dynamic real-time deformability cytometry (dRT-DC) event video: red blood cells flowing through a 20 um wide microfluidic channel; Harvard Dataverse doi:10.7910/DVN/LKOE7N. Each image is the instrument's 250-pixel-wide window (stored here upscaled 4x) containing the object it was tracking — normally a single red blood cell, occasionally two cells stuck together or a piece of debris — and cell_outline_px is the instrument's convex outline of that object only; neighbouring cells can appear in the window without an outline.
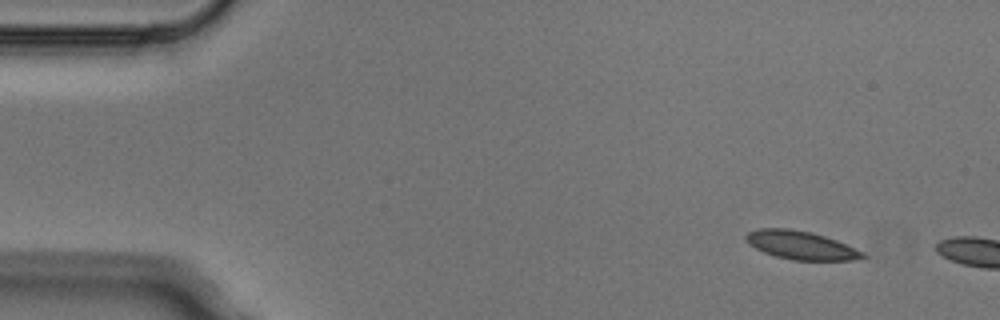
{"species": "Egyptian fruit bat (a non-hibernating species)", "species_latin": "Rousettus aegyptiacus", "temperature_condition": "cold", "stored_images_in_passage": 2, "camera_frame_rate_fps": 3000, "um_per_image_px": 0.085, "animal": {"sex": "male"}, "frame": {"image": 1, "passage_image": 1, "time_ms": 0.0, "image_size_px": [1000, 320], "cell_outline_px": [[868, 256], [852, 260], [792, 260], [776, 256], [764, 252], [756, 248], [744, 236], [748, 232], [760, 228], [788, 228], [812, 232], [836, 240], [864, 252]], "centroid_in_image_um": [68.1, 20.84], "position_along_channel_um": 16.9, "area_um2": 19.07}}